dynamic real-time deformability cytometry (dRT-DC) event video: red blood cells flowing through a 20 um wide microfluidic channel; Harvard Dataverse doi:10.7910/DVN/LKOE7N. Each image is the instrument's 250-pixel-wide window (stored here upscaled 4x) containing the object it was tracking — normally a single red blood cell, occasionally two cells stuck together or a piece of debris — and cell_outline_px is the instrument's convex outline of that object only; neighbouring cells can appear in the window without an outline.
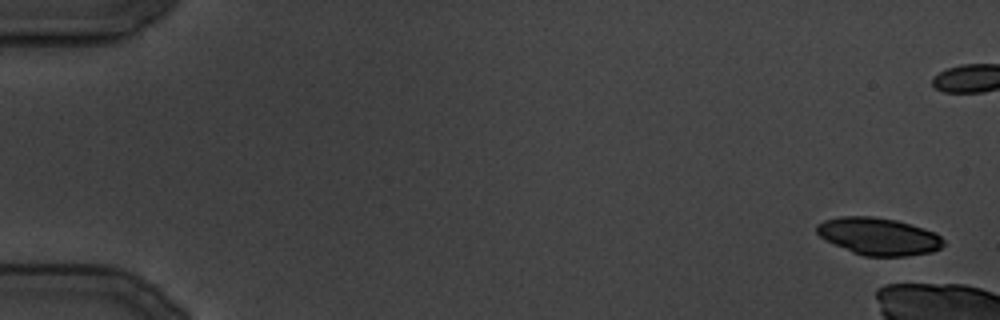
{"species": "common noctule bat (a hibernating species)", "species_latin": "Nyctalus noctula", "temperature_condition": "cold", "stored_images_in_passage": 5, "camera_frame_rate_fps": 3000, "um_per_image_px": 0.085, "animal": {"sex": "male", "body_mass_g": 19.5, "forearm_length_mm": 54.6}, "frame": {"image": 1, "passage_image": 1, "time_ms": 0.0, "image_size_px": [1000, 320], "cell_outline_px": [[944, 244], [940, 248], [932, 252], [904, 256], [864, 256], [852, 252], [824, 240], [816, 232], [816, 224], [824, 220], [840, 216], [872, 216], [896, 220], [924, 228], [936, 232], [944, 240]], "centroid_in_image_um": [74.67, 20.08], "position_along_channel_um": 10.3, "area_um2": 27.69}}